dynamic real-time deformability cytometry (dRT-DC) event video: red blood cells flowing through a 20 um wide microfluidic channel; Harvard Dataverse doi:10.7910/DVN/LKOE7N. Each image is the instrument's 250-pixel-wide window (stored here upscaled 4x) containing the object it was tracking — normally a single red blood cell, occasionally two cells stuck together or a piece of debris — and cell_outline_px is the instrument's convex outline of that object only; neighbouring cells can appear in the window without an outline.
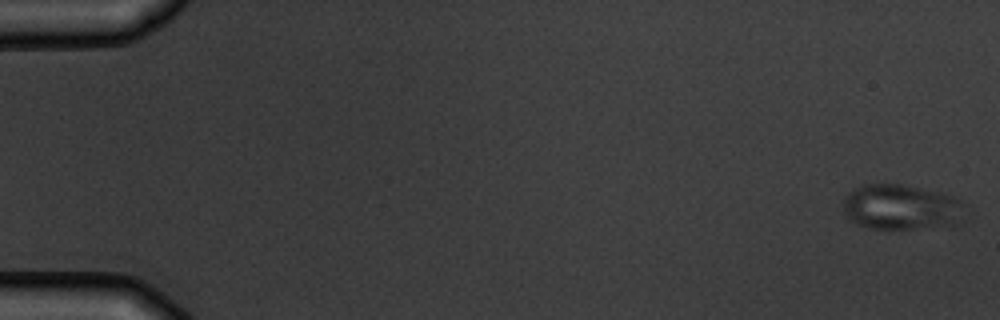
{"species": "common noctule bat (a hibernating species)", "species_latin": "Nyctalus noctula", "temperature_condition": "warm", "stored_images_in_passage": 5, "camera_frame_rate_fps": 3000, "um_per_image_px": 0.085, "animal": {"sex": "male", "body_mass_g": 19.5, "forearm_length_mm": 54.6}, "frame": {"image": 1, "passage_image": 1, "time_ms": 0.0, "image_size_px": [1000, 320], "cell_outline_px": [[968, 204], [964, 220], [960, 224], [952, 228], [868, 228], [856, 224], [844, 216], [844, 196], [852, 188], [864, 184], [900, 184], [940, 192], [956, 196]], "centroid_in_image_um": [76.73, 17.62], "position_along_channel_um": 8.3, "area_um2": 33.47}}